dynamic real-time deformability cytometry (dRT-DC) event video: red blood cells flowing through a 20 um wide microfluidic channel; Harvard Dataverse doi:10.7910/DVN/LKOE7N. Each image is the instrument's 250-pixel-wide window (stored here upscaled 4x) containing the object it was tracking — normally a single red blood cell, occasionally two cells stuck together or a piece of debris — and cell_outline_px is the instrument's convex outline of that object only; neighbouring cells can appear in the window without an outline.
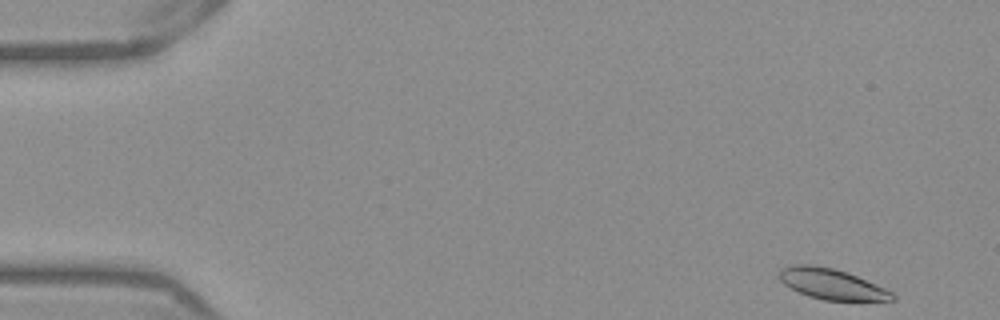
{"species": "Egyptian fruit bat (a non-hibernating species)", "species_latin": "Rousettus aegyptiacus", "temperature_condition": "warm", "stored_images_in_passage": 50, "camera_frame_rate_fps": 3000, "um_per_image_px": 0.085, "frame": {"image": 1, "passage_image": 1, "time_ms": 0.0, "image_size_px": [1000, 320], "cell_outline_px": [[896, 300], [824, 300], [808, 296], [784, 284], [776, 276], [784, 268], [796, 264], [808, 264], [832, 268], [856, 276], [884, 288], [892, 292], [896, 296]], "centroid_in_image_um": [70.67, 24.15], "position_along_channel_um": 14.3, "area_um2": 19.71}}
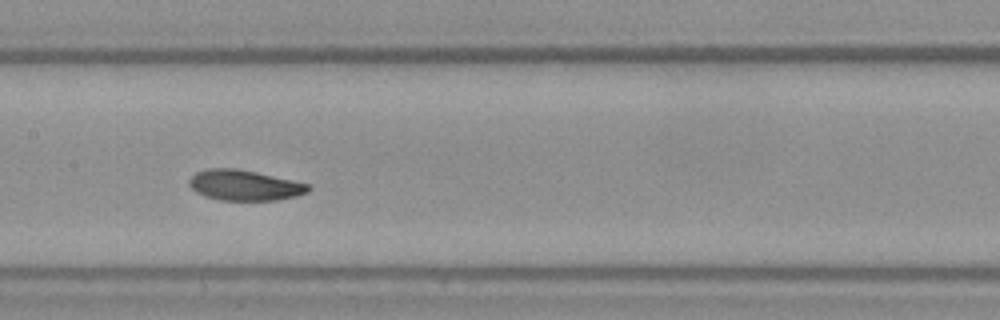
{"frame": {"image": 2, "passage_image": 24, "time_ms": 7.667, "image_size_px": [1000, 320], "cell_outline_px": [[312, 188], [308, 192], [296, 196], [276, 200], [220, 200], [204, 196], [196, 192], [188, 184], [188, 180], [196, 172], [208, 168], [236, 168], [256, 172], [292, 180], [308, 184]], "centroid_in_image_um": [20.76, 15.74], "position_along_channel_um": 186.6, "area_um2": 21.15}}
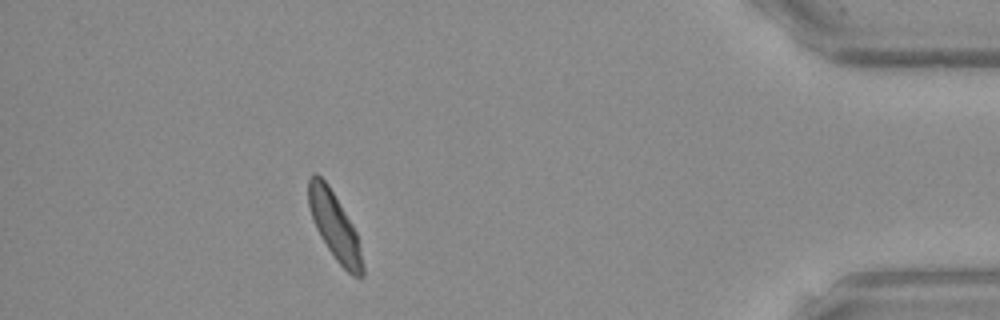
{"frame": {"image": 3, "passage_image": 45, "time_ms": 14.667, "image_size_px": [1000, 320], "cell_outline_px": [[364, 276], [352, 276], [336, 260], [320, 236], [316, 228], [308, 204], [308, 180], [312, 172], [316, 172], [328, 184], [352, 224], [356, 232], [364, 268]], "centroid_in_image_um": [28.42, 19.19], "position_along_channel_um": 406.8, "area_um2": 20.87}, "authors_computed_cell_mechanics": {"area_um2": 21.3571, "velocity_mm_per_s": 3.8629, "shape_relaxation_time_tau1_ms": 3.3732, "shape_relaxation_time_tau2_ms": 2.4013, "deformation_change_tau1": 0.115, "deformation_change_tau2": 0.0706}}